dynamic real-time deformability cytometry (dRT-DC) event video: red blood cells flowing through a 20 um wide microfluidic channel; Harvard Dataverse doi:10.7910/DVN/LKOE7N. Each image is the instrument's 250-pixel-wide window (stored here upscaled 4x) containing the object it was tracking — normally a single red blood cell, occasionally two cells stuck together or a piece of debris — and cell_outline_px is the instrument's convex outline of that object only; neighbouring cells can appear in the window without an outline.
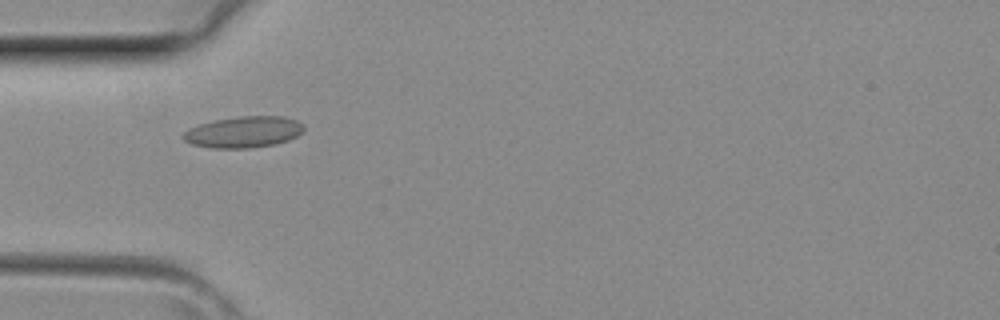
{"species": "common noctule bat (a hibernating species)", "species_latin": "Nyctalus noctula", "temperature_condition": "room temperature", "stored_images_in_passage": 37, "camera_frame_rate_fps": 3000, "um_per_image_px": 0.085, "animal": {"sex": "female", "body_mass_g": 29.2, "forearm_length_mm": 56.3}, "frame": {"image": 1, "passage_image": 9, "time_ms": 2.667, "image_size_px": [1000, 320], "cell_outline_px": [[304, 132], [288, 140], [276, 144], [248, 148], [212, 148], [192, 144], [184, 140], [180, 136], [184, 132], [200, 124], [212, 120], [240, 116], [284, 116], [296, 120], [304, 124]], "centroid_in_image_um": [20.73, 11.22], "position_along_channel_um": 64.3, "area_um2": 22.08}}
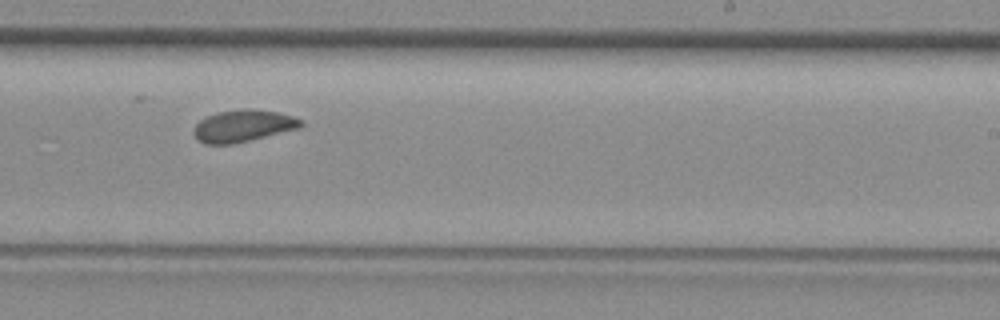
{"frame": {"image": 2, "passage_image": 21, "time_ms": 6.667, "image_size_px": [1000, 320], "cell_outline_px": [[304, 124], [300, 128], [232, 144], [204, 144], [192, 132], [196, 124], [200, 120], [216, 112], [244, 108], [252, 108], [276, 112], [292, 116], [304, 120]], "centroid_in_image_um": [20.68, 10.68], "position_along_channel_um": 268.3, "area_um2": 19.94}}
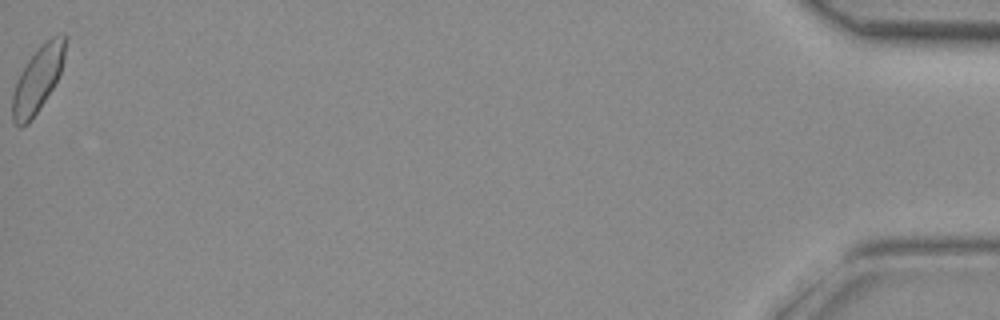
{"frame": {"image": 3, "passage_image": 37, "time_ms": 12.0, "image_size_px": [1000, 320], "cell_outline_px": [[64, 56], [60, 72], [52, 88], [32, 120], [28, 124], [20, 128], [12, 120], [12, 92], [16, 80], [20, 72], [28, 60], [40, 44], [52, 36], [64, 32]], "centroid_in_image_um": [3.16, 6.77], "position_along_channel_um": 432.0, "area_um2": 20.06}}